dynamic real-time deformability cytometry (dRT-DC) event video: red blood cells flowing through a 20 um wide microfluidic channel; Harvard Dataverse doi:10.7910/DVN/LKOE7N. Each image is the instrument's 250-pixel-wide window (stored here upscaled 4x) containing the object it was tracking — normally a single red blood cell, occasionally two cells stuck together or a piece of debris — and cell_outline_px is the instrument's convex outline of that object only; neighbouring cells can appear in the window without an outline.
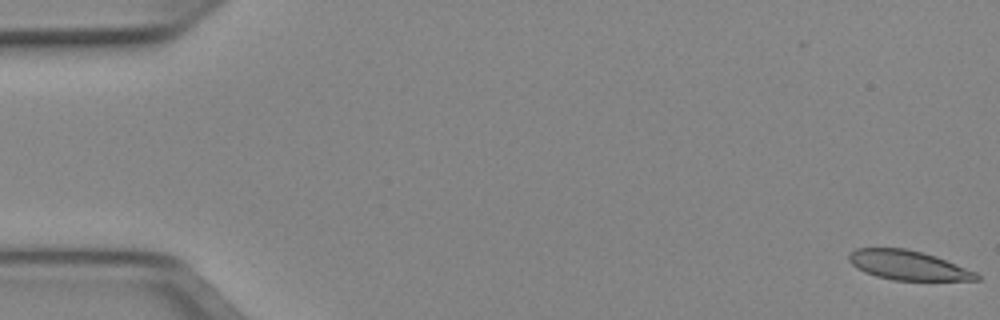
{"species": "Egyptian fruit bat (a non-hibernating species)", "species_latin": "Rousettus aegyptiacus", "temperature_condition": "cold", "stored_images_in_passage": 53, "segment_of_instrument_passage": [1, 2], "camera_frame_rate_fps": 3000, "um_per_image_px": 0.085, "animal": {"sex": "female"}, "frame": {"image": 1, "passage_image": 1, "time_ms": 0.0, "image_size_px": [1000, 320], "cell_outline_px": [[980, 280], [892, 280], [876, 276], [864, 272], [856, 268], [848, 260], [848, 256], [856, 248], [904, 248], [924, 252], [936, 256], [976, 272], [980, 276]], "centroid_in_image_um": [77.17, 22.54], "position_along_channel_um": 7.8, "area_um2": 21.85}}
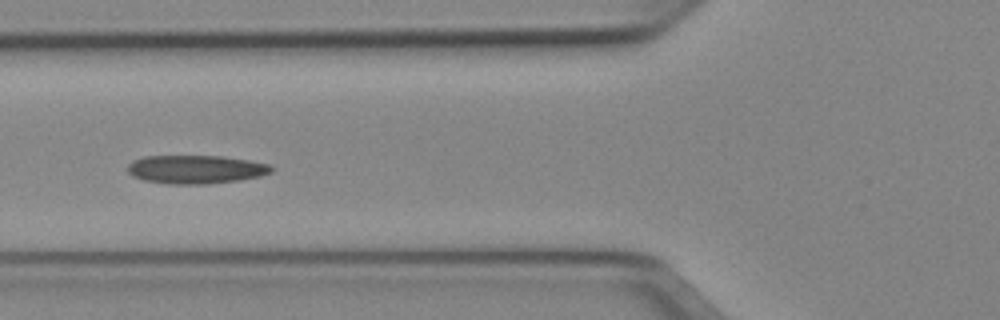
{"frame": {"image": 2, "passage_image": 20, "time_ms": 6.333, "image_size_px": [1000, 320], "cell_outline_px": [[276, 168], [272, 172], [260, 176], [240, 180], [204, 184], [168, 184], [144, 180], [132, 176], [128, 172], [128, 164], [132, 160], [144, 156], [224, 156], [272, 164]], "centroid_in_image_um": [16.67, 14.39], "position_along_channel_um": 109.1, "area_um2": 24.1}}
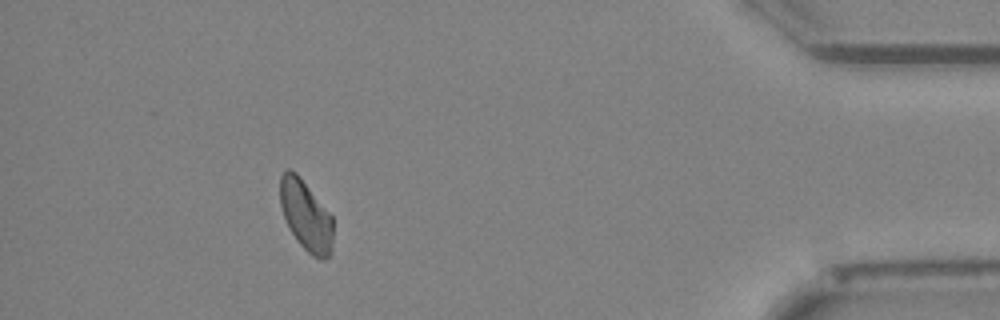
{"frame": {"image": 3, "passage_image": 47, "time_ms": 15.333, "image_size_px": [1000, 320], "cell_outline_px": [[332, 252], [328, 256], [320, 260], [312, 256], [300, 244], [292, 232], [284, 216], [280, 204], [280, 176], [288, 168], [296, 172], [332, 216]], "centroid_in_image_um": [26.0, 18.32], "position_along_channel_um": 409.2, "area_um2": 21.39}}